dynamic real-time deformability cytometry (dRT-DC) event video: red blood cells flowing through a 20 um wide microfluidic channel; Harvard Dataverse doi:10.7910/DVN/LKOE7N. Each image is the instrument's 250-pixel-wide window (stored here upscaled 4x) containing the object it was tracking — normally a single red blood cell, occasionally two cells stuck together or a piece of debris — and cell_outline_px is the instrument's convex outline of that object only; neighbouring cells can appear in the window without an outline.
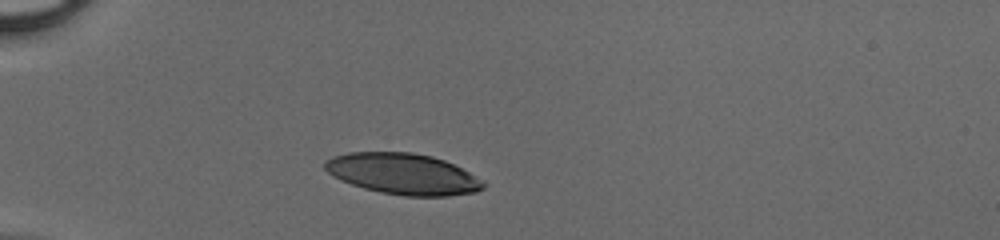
{"species": "human", "species_latin": "Homo sapiens", "temperature_condition": "cold", "stored_images_in_passage": 30, "camera_frame_rate_fps": 3000, "um_per_image_px": 0.085, "donor": {"sex": "male"}, "frame": {"image": 1, "passage_image": 1, "time_ms": 0.0, "image_size_px": [1000, 240], "cell_outline_px": [[484, 188], [476, 192], [448, 196], [404, 196], [380, 192], [364, 188], [340, 180], [332, 176], [324, 168], [324, 164], [332, 156], [348, 152], [412, 152], [432, 156], [444, 160], [468, 172], [484, 184]], "centroid_in_image_um": [34.21, 14.78], "position_along_channel_um": 50.8, "area_um2": 37.63}}
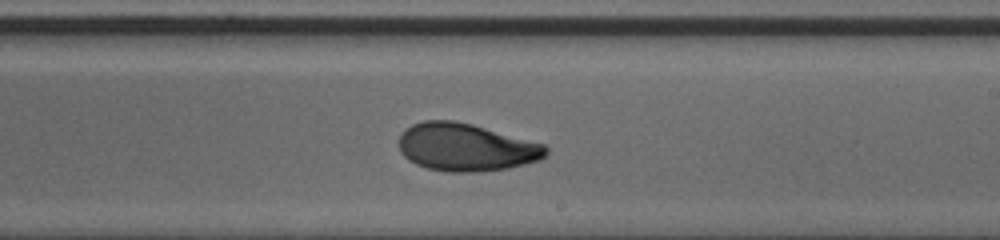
{"frame": {"image": 2, "passage_image": 17, "time_ms": 5.333, "image_size_px": [1000, 240], "cell_outline_px": [[548, 152], [540, 160], [508, 168], [476, 172], [448, 172], [428, 168], [416, 164], [408, 160], [400, 152], [400, 132], [404, 128], [412, 124], [424, 120], [452, 120], [472, 124], [544, 144], [548, 148]], "centroid_in_image_um": [39.58, 12.51], "position_along_channel_um": 249.4, "area_um2": 40.92}}
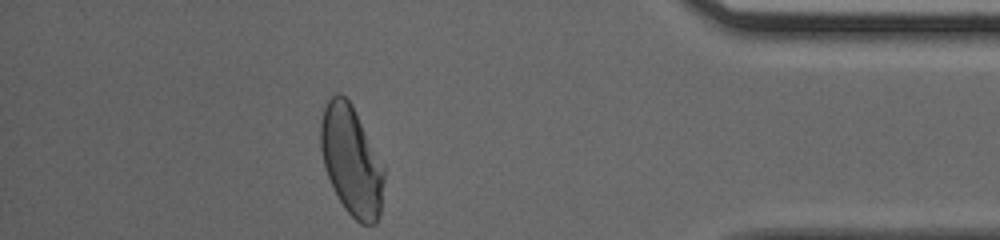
{"frame": {"image": 3, "passage_image": 30, "time_ms": 9.667, "image_size_px": [1000, 240], "cell_outline_px": [[384, 180], [380, 216], [376, 224], [360, 224], [344, 208], [328, 176], [324, 164], [320, 148], [320, 124], [324, 108], [328, 100], [336, 92], [340, 92], [352, 104], [384, 168]], "centroid_in_image_um": [29.87, 13.66], "position_along_channel_um": 405.3, "area_um2": 40.06}}